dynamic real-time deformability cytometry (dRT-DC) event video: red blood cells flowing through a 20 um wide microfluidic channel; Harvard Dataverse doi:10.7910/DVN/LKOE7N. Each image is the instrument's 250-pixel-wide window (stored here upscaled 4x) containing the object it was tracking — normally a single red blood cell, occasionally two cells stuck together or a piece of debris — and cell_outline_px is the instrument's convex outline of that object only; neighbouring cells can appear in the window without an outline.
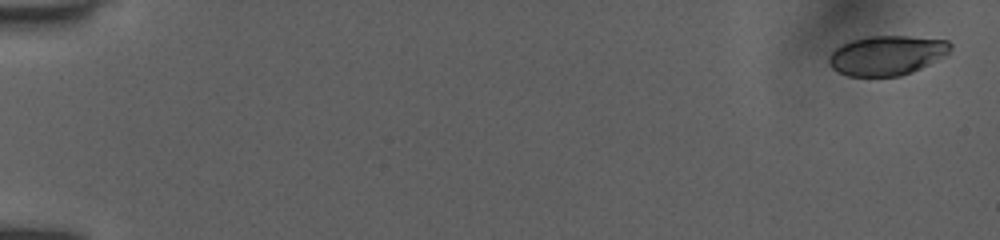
{"species": "human", "species_latin": "Homo sapiens", "temperature_condition": "room temperature", "stored_images_in_passage": 9, "camera_frame_rate_fps": 3000, "um_per_image_px": 0.085, "donor": {"sex": "female"}, "frame": {"image": 1, "passage_image": 1, "time_ms": 0.0, "image_size_px": [1000, 240], "cell_outline_px": [[952, 48], [948, 52], [920, 68], [912, 72], [896, 76], [848, 76], [832, 68], [828, 64], [828, 56], [836, 48], [852, 40], [868, 36], [908, 36], [948, 40], [952, 44]], "centroid_in_image_um": [75.35, 4.7], "position_along_channel_um": 9.6, "area_um2": 27.69}}
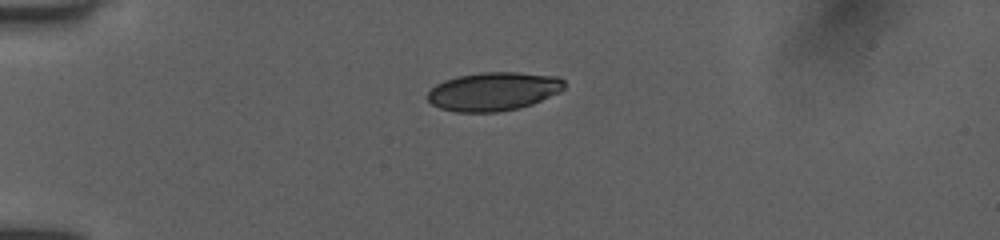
{"frame": {"image": 2, "passage_image": 6, "time_ms": 4.333, "image_size_px": [1000, 240], "cell_outline_px": [[564, 88], [560, 92], [532, 104], [520, 108], [496, 112], [456, 112], [440, 108], [432, 104], [428, 100], [428, 92], [436, 84], [444, 80], [460, 76], [480, 72], [520, 72], [560, 76], [564, 80]], "centroid_in_image_um": [41.97, 7.76], "position_along_channel_um": 43.0, "area_um2": 30.87}}
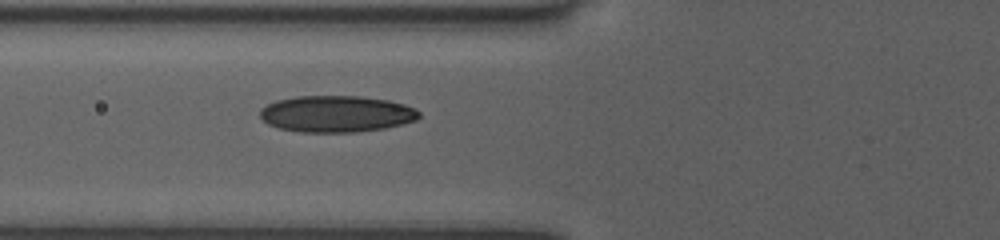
{"frame": {"image": 3, "passage_image": 9, "time_ms": 6.667, "image_size_px": [1000, 240], "cell_outline_px": [[420, 116], [416, 120], [384, 128], [356, 132], [300, 132], [280, 128], [268, 124], [260, 116], [260, 108], [276, 100], [296, 96], [360, 96], [388, 100], [404, 104], [416, 108], [420, 112]], "centroid_in_image_um": [28.59, 9.67], "position_along_channel_um": 97.2, "area_um2": 33.87}}